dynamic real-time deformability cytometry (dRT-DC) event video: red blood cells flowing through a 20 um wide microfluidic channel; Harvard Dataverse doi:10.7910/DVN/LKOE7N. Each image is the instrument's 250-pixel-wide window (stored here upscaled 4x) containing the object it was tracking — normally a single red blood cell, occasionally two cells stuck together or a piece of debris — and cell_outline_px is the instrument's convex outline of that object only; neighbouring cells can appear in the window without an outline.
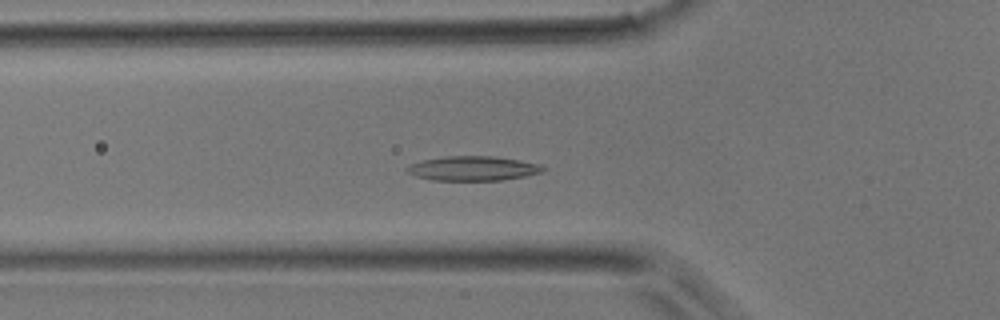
{"species": "common noctule bat (a hibernating species)", "species_latin": "Nyctalus noctula", "temperature_condition": "room temperature", "stored_images_in_passage": 37, "camera_frame_rate_fps": 3000, "um_per_image_px": 0.085, "animal": {"sex": "male", "body_mass_g": 17.9}, "frame": {"image": 1, "passage_image": 7, "time_ms": 2.0, "image_size_px": [1000, 320], "cell_outline_px": [[532, 172], [516, 176], [492, 180], [444, 180], [428, 176], [432, 160], [512, 160], [528, 164]], "centroid_in_image_um": [40.54, 14.41], "position_along_channel_um": 85.3, "area_um2": 13.06}}
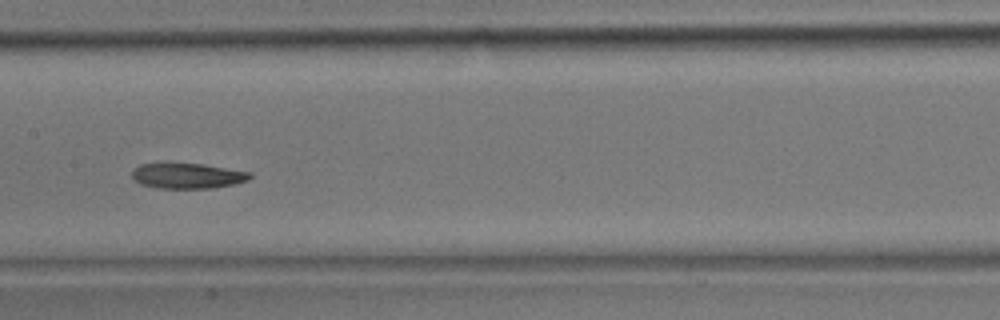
{"frame": {"image": 2, "passage_image": 14, "time_ms": 4.333, "image_size_px": [1000, 320], "cell_outline_px": [[248, 176], [244, 180], [224, 184], [192, 188], [172, 188], [148, 184], [140, 180], [136, 176], [136, 172], [140, 168], [148, 164], [192, 164], [240, 172]], "centroid_in_image_um": [15.87, 14.94], "position_along_channel_um": 191.5, "area_um2": 14.57}}
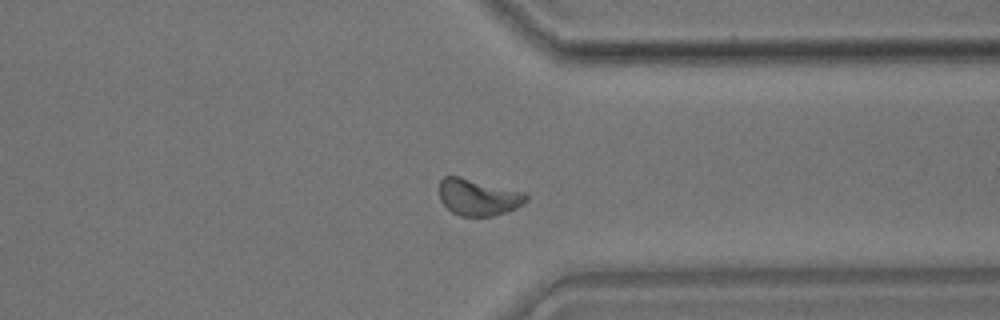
{"frame": {"image": 3, "passage_image": 26, "time_ms": 8.333, "image_size_px": [1000, 320], "cell_outline_px": [[524, 200], [512, 208], [488, 216], [464, 216], [448, 208], [444, 204], [440, 196], [440, 184], [448, 176], [456, 176], [524, 196]], "centroid_in_image_um": [40.46, 16.79], "position_along_channel_um": 370.9, "area_um2": 16.18}}